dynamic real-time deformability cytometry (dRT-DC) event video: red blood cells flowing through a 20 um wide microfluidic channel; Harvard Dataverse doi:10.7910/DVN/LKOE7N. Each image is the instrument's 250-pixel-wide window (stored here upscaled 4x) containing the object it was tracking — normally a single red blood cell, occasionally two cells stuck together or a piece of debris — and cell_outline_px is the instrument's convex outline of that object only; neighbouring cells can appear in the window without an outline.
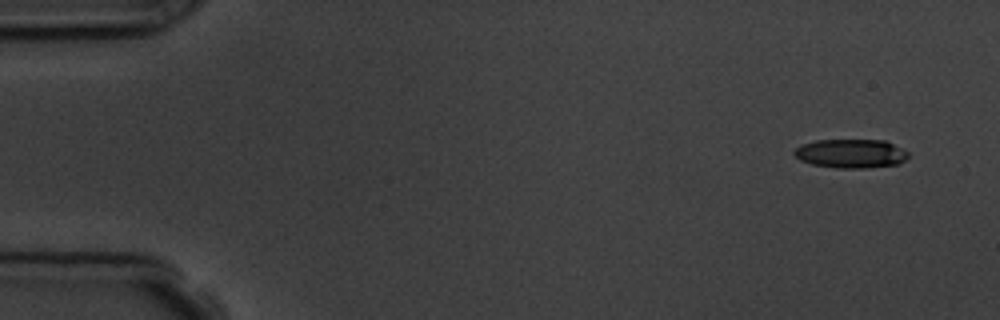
{"species": "common noctule bat (a hibernating species)", "species_latin": "Nyctalus noctula", "temperature_condition": "room temperature", "stored_images_in_passage": 9, "camera_frame_rate_fps": 3000, "um_per_image_px": 0.085, "animal": {"sex": "male", "body_mass_g": 19.5, "forearm_length_mm": 54.6}, "frame": {"image": 1, "passage_image": 1, "time_ms": 0.0, "image_size_px": [1000, 320], "cell_outline_px": [[908, 156], [904, 160], [896, 164], [864, 168], [836, 168], [812, 164], [800, 160], [792, 152], [800, 144], [816, 140], [884, 140], [908, 152]], "centroid_in_image_um": [72.27, 13.05], "position_along_channel_um": 12.7, "area_um2": 19.07}}